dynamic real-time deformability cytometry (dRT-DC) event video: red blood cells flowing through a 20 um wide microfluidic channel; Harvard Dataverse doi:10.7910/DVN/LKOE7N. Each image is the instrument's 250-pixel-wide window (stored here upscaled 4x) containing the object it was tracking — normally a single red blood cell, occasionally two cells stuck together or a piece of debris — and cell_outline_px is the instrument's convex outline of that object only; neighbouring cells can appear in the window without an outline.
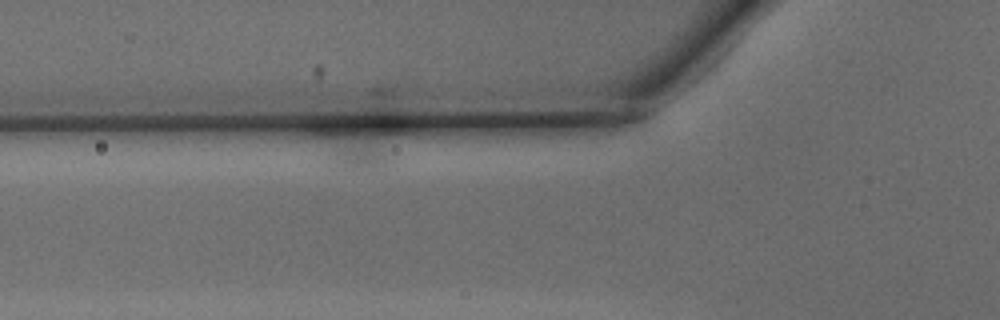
{"species": "common noctule bat (a hibernating species)", "species_latin": "Nyctalus noctula", "temperature_condition": "warm", "stored_images_in_passage": 5, "camera_frame_rate_fps": 3000, "um_per_image_px": 0.085, "animal": {"sex": "male", "body_mass_g": 15.6}, "frame": {"image": 1, "passage_image": 5, "time_ms": 1.333, "image_size_px": [1000, 320], "cell_outline_px": [[588, 284], [584, 288], [468, 292], [448, 292], [416, 288], [412, 284], [424, 280], [492, 276], [572, 276]], "centroid_in_image_um": [42.58, 24.12], "position_along_channel_um": 83.2, "area_um2": 15.9}}